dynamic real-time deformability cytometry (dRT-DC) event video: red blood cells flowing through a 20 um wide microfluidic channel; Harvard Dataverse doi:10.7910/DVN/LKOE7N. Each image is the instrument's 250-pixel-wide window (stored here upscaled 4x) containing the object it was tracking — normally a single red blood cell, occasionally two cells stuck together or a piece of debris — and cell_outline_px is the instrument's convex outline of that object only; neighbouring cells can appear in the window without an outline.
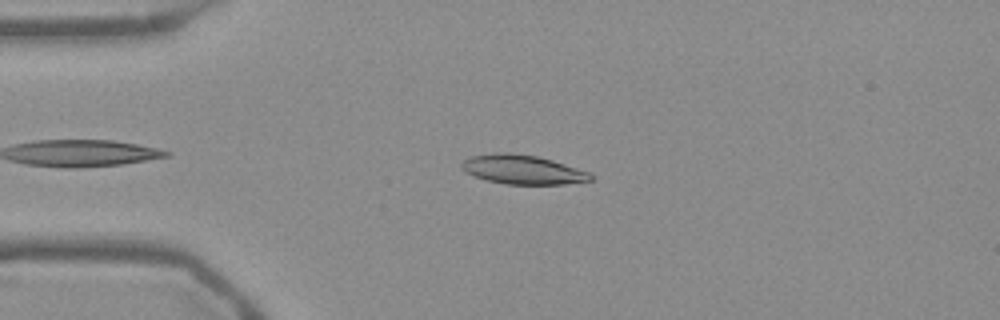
{"species": "Egyptian fruit bat (a non-hibernating species)", "species_latin": "Rousettus aegyptiacus", "temperature_condition": "warm", "stored_images_in_passage": 49, "camera_frame_rate_fps": 3000, "um_per_image_px": 0.085, "frame": {"image": 1, "passage_image": 8, "time_ms": 2.333, "image_size_px": [1000, 320], "cell_outline_px": [[592, 180], [564, 184], [508, 184], [488, 180], [476, 176], [460, 168], [460, 164], [464, 160], [472, 156], [496, 152], [512, 152], [536, 156], [552, 160], [588, 172], [592, 176]], "centroid_in_image_um": [44.4, 14.4], "position_along_channel_um": 40.6, "area_um2": 21.62}}
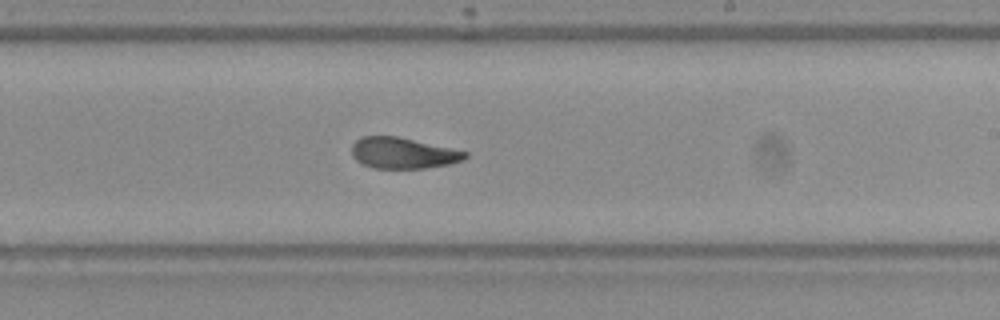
{"frame": {"image": 2, "passage_image": 27, "time_ms": 8.667, "image_size_px": [1000, 320], "cell_outline_px": [[468, 156], [464, 160], [448, 164], [424, 168], [372, 168], [356, 160], [352, 156], [352, 144], [356, 140], [364, 136], [396, 136], [452, 148], [468, 152]], "centroid_in_image_um": [34.25, 13.01], "position_along_channel_um": 254.7, "area_um2": 20.4}}
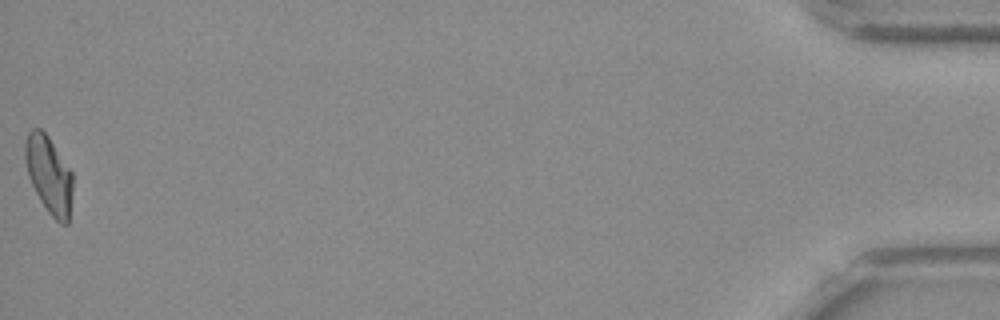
{"frame": {"image": 3, "passage_image": 49, "time_ms": 16.0, "image_size_px": [1000, 320], "cell_outline_px": [[72, 192], [68, 224], [60, 224], [48, 212], [40, 200], [28, 176], [24, 160], [24, 140], [28, 132], [32, 128], [40, 128], [48, 136], [72, 172]], "centroid_in_image_um": [4.13, 14.83], "position_along_channel_um": 431.1, "area_um2": 21.5}, "authors_computed_cell_mechanics": {"area_um2": 21.5594, "velocity_mm_per_s": 3.7752, "shape_relaxation_time_tau1_ms": 7.5968, "shape_relaxation_time_tau2_ms": 2.1934, "deformation_change_tau1": 0.2164, "deformation_change_tau2": 0.0671}}